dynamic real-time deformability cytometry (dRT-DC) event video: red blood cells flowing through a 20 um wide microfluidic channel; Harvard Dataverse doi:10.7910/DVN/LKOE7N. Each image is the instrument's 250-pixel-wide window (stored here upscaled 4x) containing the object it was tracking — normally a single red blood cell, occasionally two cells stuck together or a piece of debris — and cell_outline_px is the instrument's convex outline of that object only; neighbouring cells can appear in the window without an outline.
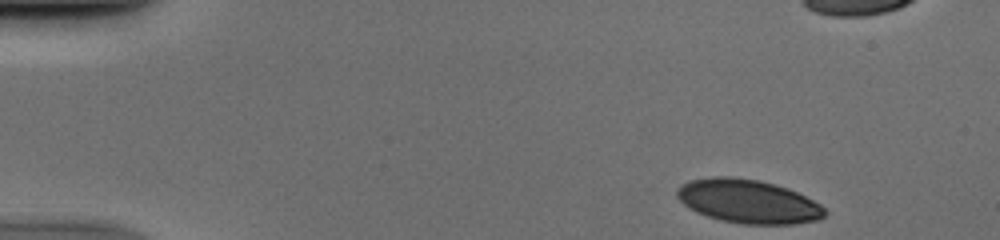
{"species": "human", "species_latin": "Homo sapiens", "temperature_condition": "cold", "stored_images_in_passage": 47, "camera_frame_rate_fps": 3000, "um_per_image_px": 0.085, "donor": {"sex": "male"}, "frame": {"image": 1, "passage_image": 1, "time_ms": 0.0, "image_size_px": [1000, 240], "cell_outline_px": [[828, 212], [820, 220], [792, 224], [744, 224], [720, 220], [696, 212], [688, 208], [676, 196], [676, 188], [692, 180], [712, 176], [732, 176], [756, 180], [788, 188], [820, 204]], "centroid_in_image_um": [63.59, 17.12], "position_along_channel_um": 21.4, "area_um2": 37.51}}
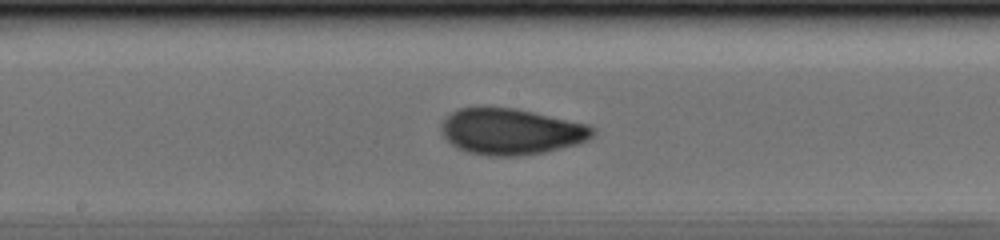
{"frame": {"image": 2, "passage_image": 23, "time_ms": 7.333, "image_size_px": [1000, 240], "cell_outline_px": [[596, 132], [588, 140], [580, 144], [544, 152], [520, 156], [488, 156], [468, 152], [452, 144], [444, 136], [440, 128], [444, 120], [452, 112], [460, 108], [484, 104], [516, 108], [588, 124], [596, 128]], "centroid_in_image_um": [43.46, 11.15], "position_along_channel_um": 204.7, "area_um2": 41.44}}
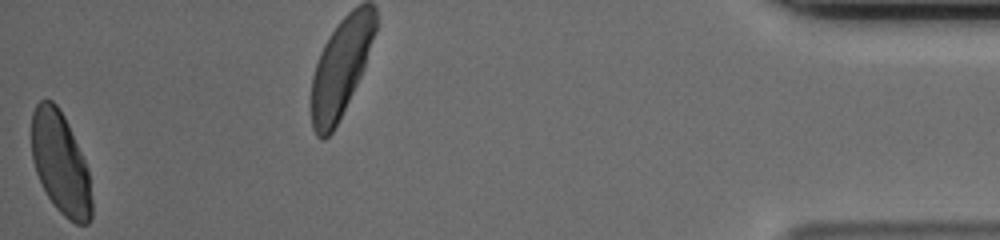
{"frame": {"image": 3, "passage_image": 47, "time_ms": 15.333, "image_size_px": [1000, 240], "cell_outline_px": [[92, 216], [88, 224], [76, 224], [68, 220], [56, 208], [48, 196], [36, 172], [32, 160], [32, 112], [36, 104], [40, 100], [52, 100], [56, 104], [64, 116], [68, 124], [88, 168], [92, 200]], "centroid_in_image_um": [5.15, 13.89], "position_along_channel_um": 430.0, "area_um2": 35.66}}